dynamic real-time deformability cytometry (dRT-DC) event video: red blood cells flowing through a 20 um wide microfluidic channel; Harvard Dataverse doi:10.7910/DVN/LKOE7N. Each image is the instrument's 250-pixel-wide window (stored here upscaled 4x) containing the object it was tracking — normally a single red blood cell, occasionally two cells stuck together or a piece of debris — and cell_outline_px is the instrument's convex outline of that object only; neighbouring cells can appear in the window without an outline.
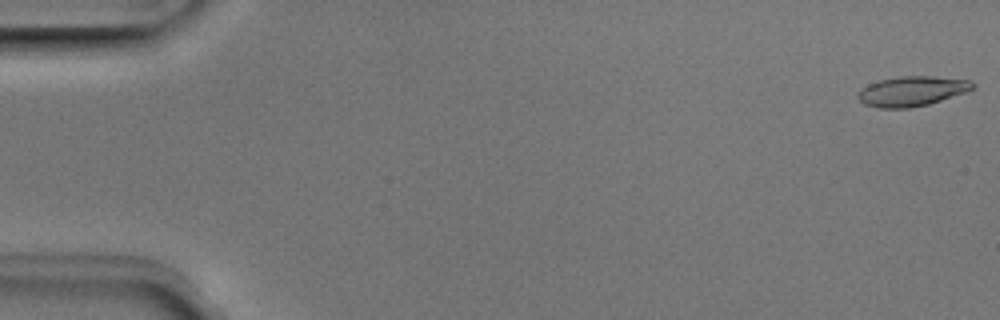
{"species": "Egyptian fruit bat (a non-hibernating species)", "species_latin": "Rousettus aegyptiacus", "temperature_condition": "room temperature", "stored_images_in_passage": 51, "camera_frame_rate_fps": 3000, "um_per_image_px": 0.085, "animal": {"sex": "male"}, "frame": {"image": 1, "passage_image": 1, "time_ms": 0.0, "image_size_px": [1000, 320], "cell_outline_px": [[976, 88], [928, 104], [908, 108], [880, 108], [864, 104], [856, 96], [868, 84], [880, 80], [900, 76], [932, 76], [972, 80], [976, 84]], "centroid_in_image_um": [77.54, 7.74], "position_along_channel_um": 7.5, "area_um2": 19.83}}
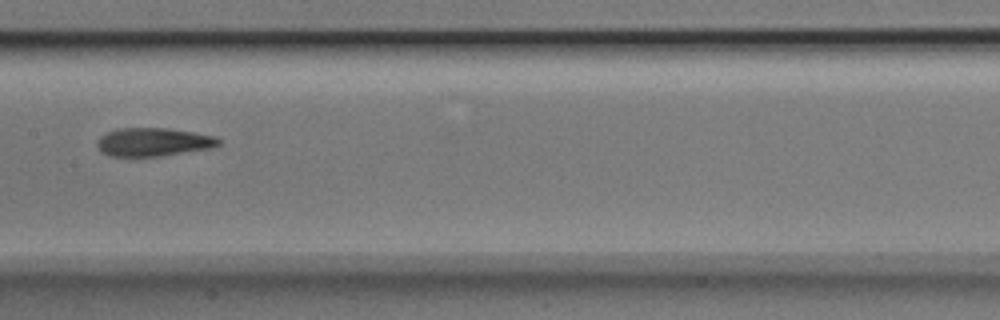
{"frame": {"image": 2, "passage_image": 26, "time_ms": 8.333, "image_size_px": [1000, 320], "cell_outline_px": [[220, 144], [212, 148], [160, 156], [108, 156], [100, 152], [96, 144], [100, 136], [104, 132], [116, 128], [168, 128], [216, 136], [220, 140]], "centroid_in_image_um": [12.99, 12.07], "position_along_channel_um": 194.4, "area_um2": 20.29}}
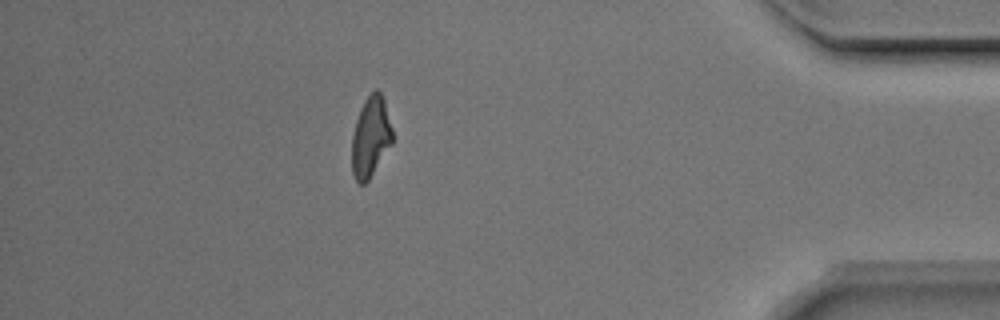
{"frame": {"image": 3, "passage_image": 45, "time_ms": 14.667, "image_size_px": [1000, 320], "cell_outline_px": [[392, 144], [368, 180], [364, 184], [360, 184], [356, 180], [352, 172], [352, 136], [356, 120], [360, 108], [364, 100], [376, 88], [380, 92], [384, 100], [392, 128]], "centroid_in_image_um": [31.5, 11.63], "position_along_channel_um": 403.7, "area_um2": 18.9}, "authors_computed_cell_mechanics": {"area_um2": 20.1144, "velocity_mm_per_s": 3.987, "shape_relaxation_time_tau1_ms": 4.3957, "shape_relaxation_time_tau2_ms": 2.7819, "deformation_change_tau1": 0.1856, "deformation_change_tau2": 0.1157}}